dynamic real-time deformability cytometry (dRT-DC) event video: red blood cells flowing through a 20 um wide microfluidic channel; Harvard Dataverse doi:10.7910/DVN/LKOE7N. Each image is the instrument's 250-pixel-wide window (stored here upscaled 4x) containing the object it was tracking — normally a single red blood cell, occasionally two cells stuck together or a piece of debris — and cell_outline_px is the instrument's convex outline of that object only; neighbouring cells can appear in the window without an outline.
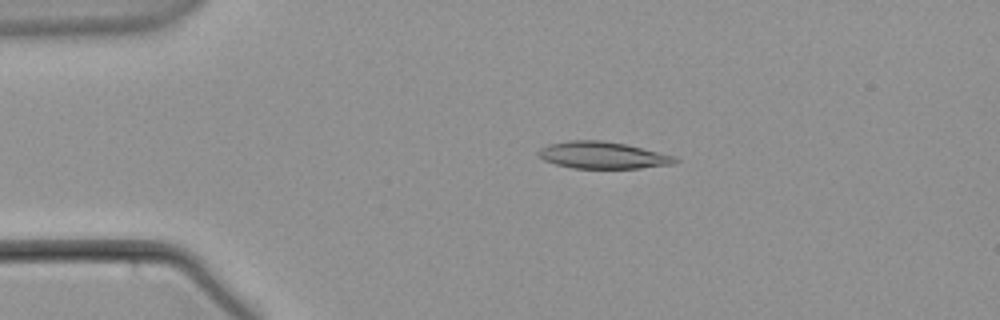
{"species": "common noctule bat (a hibernating species)", "species_latin": "Nyctalus noctula", "temperature_condition": "warm", "stored_images_in_passage": 57, "camera_frame_rate_fps": 3000, "um_per_image_px": 0.085, "animal": {"sex": "male", "body_mass_g": 21.5, "forearm_length_mm": 52.0}, "frame": {"image": 1, "passage_image": 12, "time_ms": 3.667, "image_size_px": [1000, 320], "cell_outline_px": [[680, 160], [672, 164], [640, 168], [572, 168], [556, 164], [544, 160], [536, 152], [540, 148], [548, 144], [568, 140], [604, 140], [624, 144], [676, 156]], "centroid_in_image_um": [51.21, 13.19], "position_along_channel_um": 33.8, "area_um2": 21.39}}
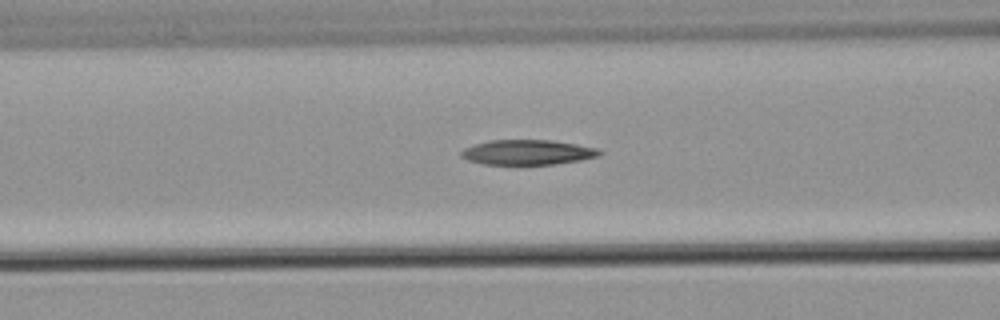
{"frame": {"image": 2, "passage_image": 23, "time_ms": 7.333, "image_size_px": [1000, 320], "cell_outline_px": [[604, 152], [600, 156], [580, 160], [556, 164], [484, 164], [468, 160], [460, 156], [460, 152], [464, 148], [476, 144], [492, 140], [552, 140], [576, 144], [596, 148]], "centroid_in_image_um": [44.87, 12.94], "position_along_channel_um": 121.7, "area_um2": 20.06}}
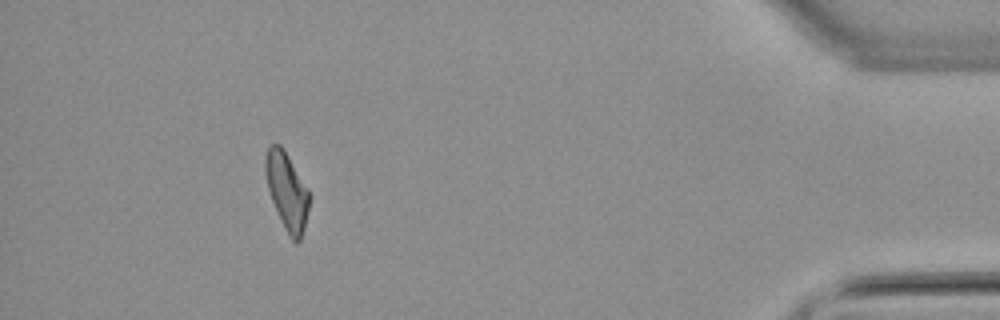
{"frame": {"image": 3, "passage_image": 52, "time_ms": 17.0, "image_size_px": [1000, 320], "cell_outline_px": [[312, 196], [304, 228], [300, 240], [296, 244], [288, 236], [284, 228], [272, 200], [268, 188], [264, 172], [264, 156], [268, 148], [272, 144], [280, 144], [288, 156]], "centroid_in_image_um": [24.39, 16.26], "position_along_channel_um": 410.8, "area_um2": 19.83}}